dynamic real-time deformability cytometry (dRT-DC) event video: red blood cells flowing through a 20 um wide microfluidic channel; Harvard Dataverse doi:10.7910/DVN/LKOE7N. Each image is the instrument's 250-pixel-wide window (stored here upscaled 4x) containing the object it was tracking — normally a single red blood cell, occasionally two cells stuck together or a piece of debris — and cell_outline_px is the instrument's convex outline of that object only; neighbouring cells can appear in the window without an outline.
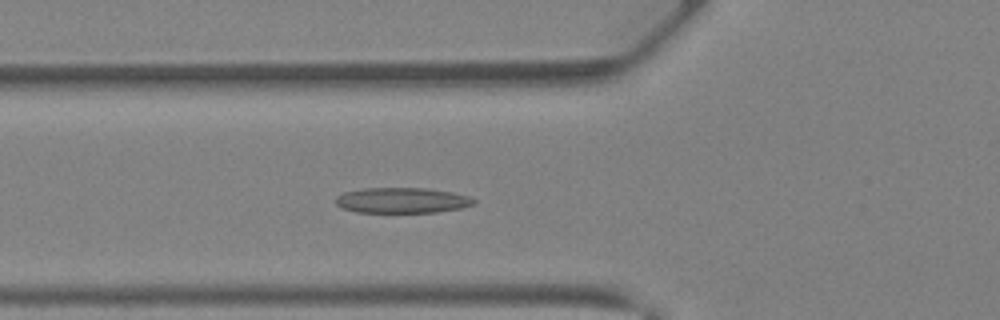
{"species": "Egyptian fruit bat (a non-hibernating species)", "species_latin": "Rousettus aegyptiacus", "temperature_condition": "warm", "stored_images_in_passage": 41, "camera_frame_rate_fps": 3000, "um_per_image_px": 0.085, "animal": {"sex": "female"}, "frame": {"image": 1, "passage_image": 15, "time_ms": 4.667, "image_size_px": [1000, 320], "cell_outline_px": [[476, 200], [472, 204], [460, 208], [436, 212], [356, 212], [340, 208], [336, 204], [336, 196], [344, 192], [364, 188], [428, 188], [452, 192], [468, 196]], "centroid_in_image_um": [34.13, 17.02], "position_along_channel_um": 91.7, "area_um2": 20.46}}
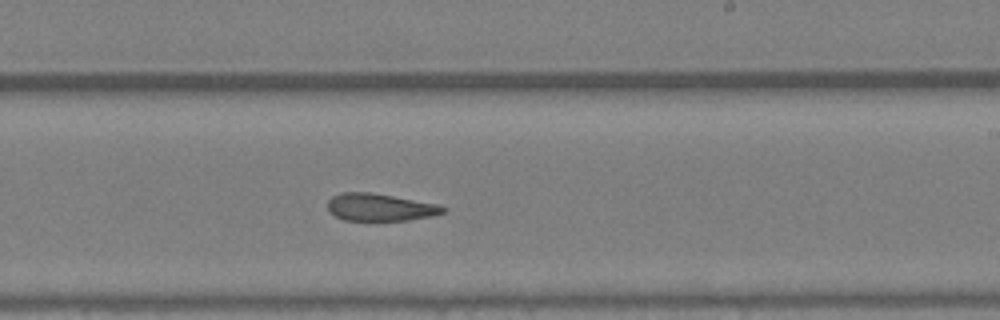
{"frame": {"image": 2, "passage_image": 25, "time_ms": 8.0, "image_size_px": [1000, 320], "cell_outline_px": [[444, 212], [432, 216], [408, 220], [344, 220], [328, 212], [328, 200], [332, 196], [344, 192], [372, 192], [436, 204], [444, 208]], "centroid_in_image_um": [32.24, 17.61], "position_along_channel_um": 256.8, "area_um2": 18.21}}
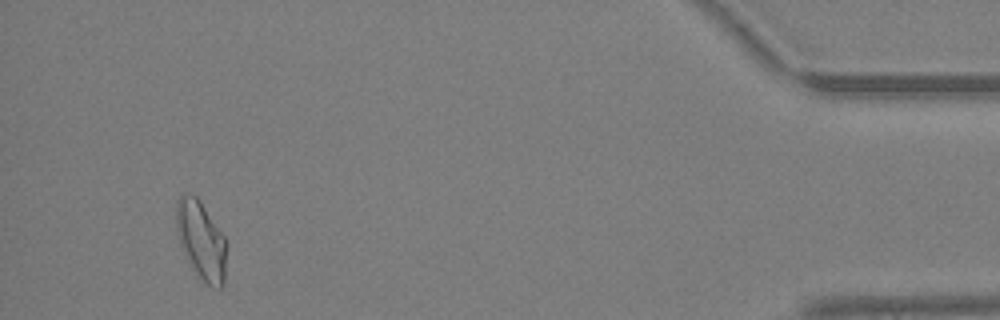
{"frame": {"image": 3, "passage_image": 39, "time_ms": 12.667, "image_size_px": [1000, 320], "cell_outline_px": [[228, 244], [224, 284], [220, 288], [212, 288], [192, 268], [180, 244], [176, 228], [176, 200], [184, 192], [188, 192], [196, 196], [200, 200], [228, 240]], "centroid_in_image_um": [17.13, 20.39], "position_along_channel_um": 418.1, "area_um2": 23.41}, "authors_computed_cell_mechanics": {"area_um2": 20.8658, "velocity_mm_per_s": 4.9496, "shape_relaxation_time_tau1_ms": null, "shape_relaxation_time_tau2_ms": 5.3482, "deformation_change_tau1": null, "deformation_change_tau2": 0.1398}}